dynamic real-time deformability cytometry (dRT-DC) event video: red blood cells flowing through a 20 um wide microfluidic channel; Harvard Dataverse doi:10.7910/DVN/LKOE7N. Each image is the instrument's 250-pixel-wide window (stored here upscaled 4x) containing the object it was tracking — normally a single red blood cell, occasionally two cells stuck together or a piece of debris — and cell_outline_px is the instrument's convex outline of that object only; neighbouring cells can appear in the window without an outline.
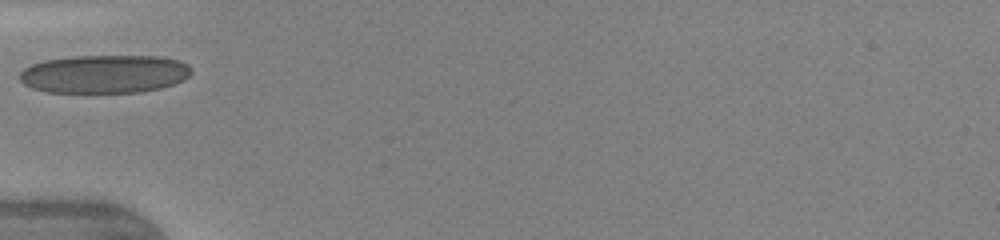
{"species": "human", "species_latin": "Homo sapiens", "temperature_condition": "warm", "stored_images_in_passage": 6, "camera_frame_rate_fps": 3000, "um_per_image_px": 0.085, "donor": {"sex": "female"}, "frame": {"image": 1, "passage_image": 1, "time_ms": 0.0, "image_size_px": [1000, 240], "cell_outline_px": [[192, 72], [184, 80], [160, 88], [136, 92], [48, 92], [32, 88], [24, 84], [20, 80], [20, 72], [24, 68], [32, 64], [44, 60], [72, 56], [160, 56], [180, 60], [188, 64], [192, 68]], "centroid_in_image_um": [8.89, 6.28], "position_along_channel_um": 76.1, "area_um2": 38.38}}